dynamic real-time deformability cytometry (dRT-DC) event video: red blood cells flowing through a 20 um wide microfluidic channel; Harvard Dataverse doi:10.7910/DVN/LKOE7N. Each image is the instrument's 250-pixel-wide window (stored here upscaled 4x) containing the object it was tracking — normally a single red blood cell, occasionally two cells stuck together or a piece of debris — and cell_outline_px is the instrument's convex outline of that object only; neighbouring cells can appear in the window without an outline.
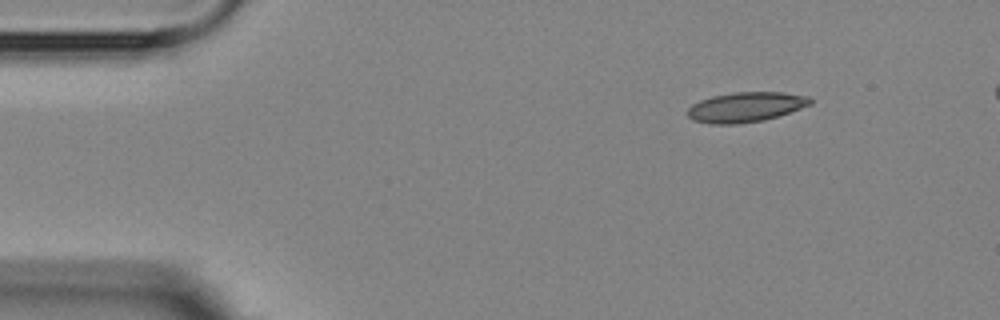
{"species": "Egyptian fruit bat (a non-hibernating species)", "species_latin": "Rousettus aegyptiacus", "temperature_condition": "room temperature", "stored_images_in_passage": 3, "segment_of_instrument_passage": [2, 2], "camera_frame_rate_fps": 3000, "um_per_image_px": 0.085, "animal": {"sex": "female"}, "frame": {"image": 1, "passage_image": 3, "time_ms": 2.333, "image_size_px": [1000, 320], "cell_outline_px": [[812, 104], [764, 120], [736, 124], [712, 124], [692, 120], [688, 116], [688, 108], [692, 104], [700, 100], [712, 96], [732, 92], [784, 92], [808, 96], [812, 100]], "centroid_in_image_um": [63.36, 9.09], "position_along_channel_um": 21.6, "area_um2": 21.33}}